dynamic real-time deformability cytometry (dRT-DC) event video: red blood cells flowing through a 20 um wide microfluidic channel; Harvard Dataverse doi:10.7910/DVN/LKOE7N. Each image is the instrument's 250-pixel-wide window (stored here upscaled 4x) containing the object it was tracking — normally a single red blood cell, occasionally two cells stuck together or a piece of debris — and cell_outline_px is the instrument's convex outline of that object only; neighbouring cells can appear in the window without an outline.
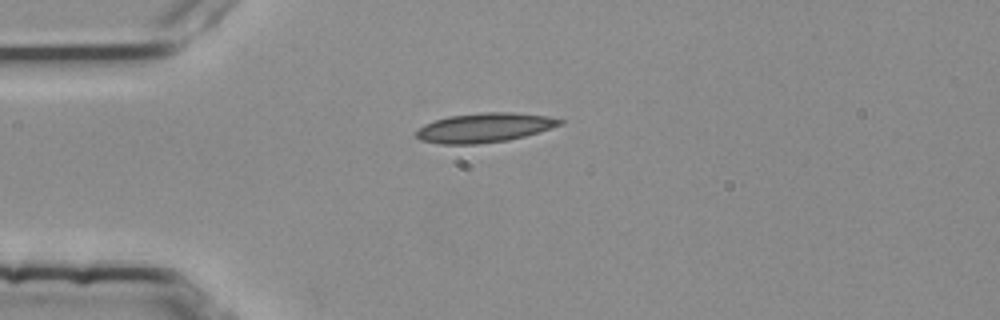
{"species": "common noctule bat (a hibernating species)", "species_latin": "Nyctalus noctula", "temperature_condition": "room temperature", "stored_images_in_passage": 2, "camera_frame_rate_fps": 3000, "um_per_image_px": 0.085, "animal": {"sex": "female", "body_mass_g": 25.1}, "frame": {"image": 1, "passage_image": 1, "time_ms": 0.0, "image_size_px": [1000, 320], "cell_outline_px": [[564, 124], [540, 132], [508, 140], [476, 144], [440, 144], [420, 140], [412, 132], [424, 124], [448, 116], [480, 112], [512, 112], [548, 116], [564, 120]], "centroid_in_image_um": [41.17, 10.85], "position_along_channel_um": 43.8, "area_um2": 24.85}}